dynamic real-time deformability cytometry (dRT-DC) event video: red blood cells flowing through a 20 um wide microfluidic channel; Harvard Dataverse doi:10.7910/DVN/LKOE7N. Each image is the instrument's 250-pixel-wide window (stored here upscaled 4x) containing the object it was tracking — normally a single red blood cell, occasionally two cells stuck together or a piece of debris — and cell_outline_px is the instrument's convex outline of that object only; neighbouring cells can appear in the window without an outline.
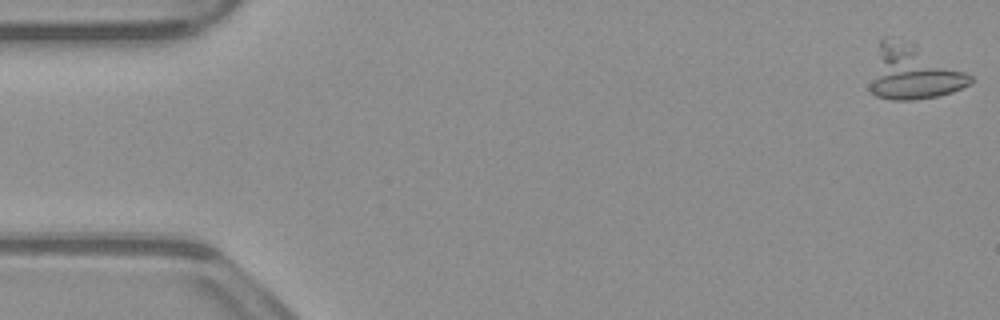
{"species": "common noctule bat (a hibernating species)", "species_latin": "Nyctalus noctula", "temperature_condition": "warm", "stored_images_in_passage": 53, "camera_frame_rate_fps": 3000, "um_per_image_px": 0.085, "animal": {"sex": "male", "body_mass_g": 23.1, "forearm_length_mm": 52.7}, "frame": {"image": 1, "passage_image": 1, "time_ms": 0.0, "image_size_px": [1000, 320], "cell_outline_px": [[972, 80], [968, 84], [952, 92], [936, 96], [912, 100], [892, 100], [876, 96], [868, 88], [868, 84], [880, 40], [888, 36], [964, 72], [972, 76]], "centroid_in_image_um": [77.49, 6.25], "position_along_channel_um": 7.5, "area_um2": 30.0}}
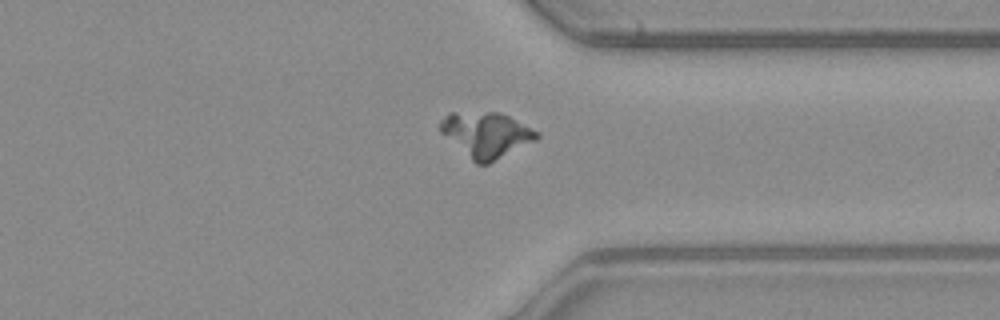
{"frame": {"image": 2, "passage_image": 40, "time_ms": 13.0, "image_size_px": [1000, 320], "cell_outline_px": [[540, 136], [536, 140], [488, 164], [476, 164], [440, 132], [440, 120], [448, 112], [500, 112], [540, 132]], "centroid_in_image_um": [41.32, 11.44], "position_along_channel_um": 370.1, "area_um2": 25.37}}
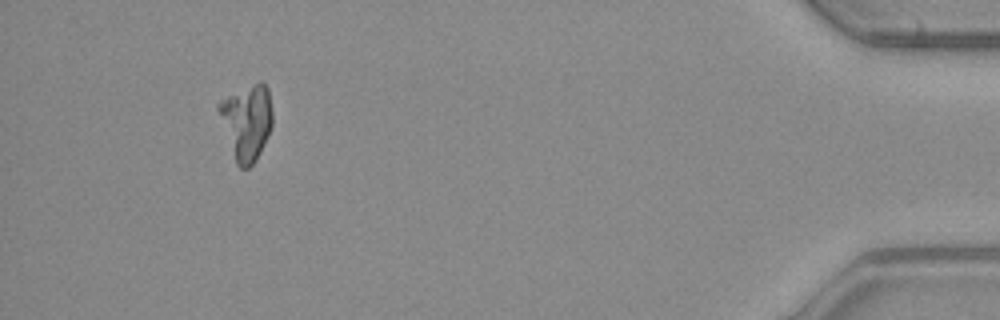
{"frame": {"image": 3, "passage_image": 49, "time_ms": 16.0, "image_size_px": [1000, 320], "cell_outline_px": [[272, 128], [256, 160], [248, 168], [240, 168], [236, 164], [216, 108], [216, 104], [220, 100], [260, 80], [268, 88], [272, 112]], "centroid_in_image_um": [20.96, 10.36], "position_along_channel_um": 414.2, "area_um2": 23.58}}